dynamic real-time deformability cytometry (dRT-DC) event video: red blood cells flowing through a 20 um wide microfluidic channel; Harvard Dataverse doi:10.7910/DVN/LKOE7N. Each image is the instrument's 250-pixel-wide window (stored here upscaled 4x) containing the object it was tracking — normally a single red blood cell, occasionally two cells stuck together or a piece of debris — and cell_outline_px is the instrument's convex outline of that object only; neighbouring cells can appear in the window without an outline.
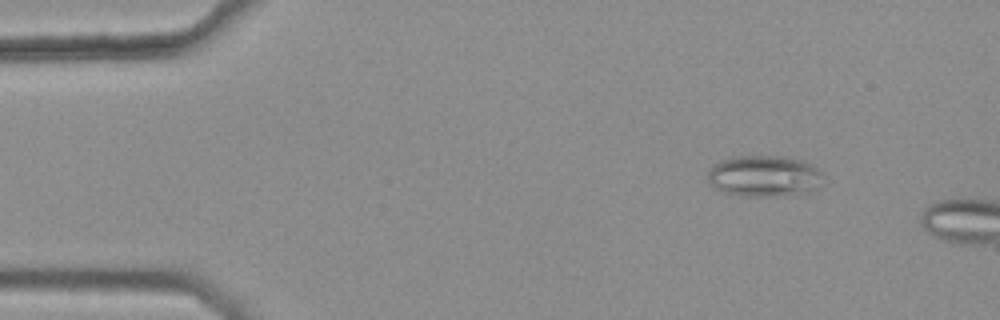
{"species": "common noctule bat (a hibernating species)", "species_latin": "Nyctalus noctula", "temperature_condition": "warm", "stored_images_in_passage": 10, "camera_frame_rate_fps": 3000, "um_per_image_px": 0.085, "animal": {"sex": "female", "body_mass_g": 25.1}, "frame": {"image": 1, "passage_image": 7, "time_ms": 2.0, "image_size_px": [1000, 320], "cell_outline_px": [[820, 172], [816, 192], [796, 196], [740, 196], [724, 192], [708, 184], [708, 168], [712, 164], [720, 160], [732, 156], [784, 156], [804, 160], [816, 168]], "centroid_in_image_um": [64.92, 14.98], "position_along_channel_um": 20.1, "area_um2": 28.32}}